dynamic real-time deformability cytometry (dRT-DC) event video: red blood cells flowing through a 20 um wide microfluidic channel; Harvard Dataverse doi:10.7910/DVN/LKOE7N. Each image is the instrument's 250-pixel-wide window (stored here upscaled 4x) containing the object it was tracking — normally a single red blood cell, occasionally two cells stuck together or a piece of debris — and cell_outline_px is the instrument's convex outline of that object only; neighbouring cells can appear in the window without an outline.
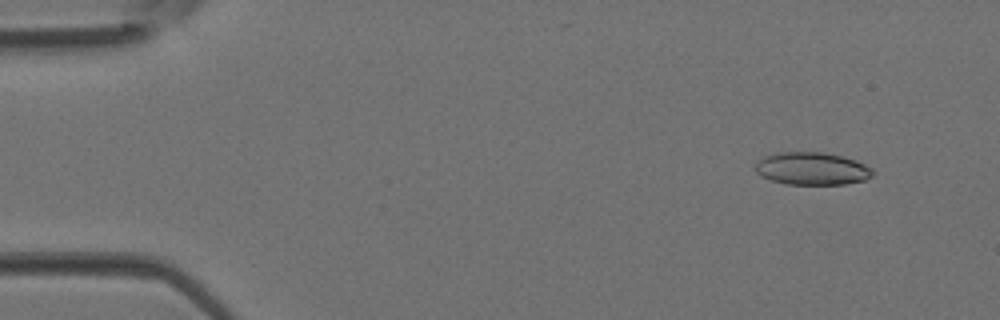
{"species": "Egyptian fruit bat (a non-hibernating species)", "species_latin": "Rousettus aegyptiacus", "temperature_condition": "room temperature", "stored_images_in_passage": 3, "camera_frame_rate_fps": 3000, "um_per_image_px": 0.085, "animal": {"sex": "female"}, "frame": {"image": 1, "passage_image": 1, "time_ms": 0.0, "image_size_px": [1000, 320], "cell_outline_px": [[872, 176], [864, 180], [844, 184], [784, 184], [760, 176], [756, 172], [756, 164], [764, 156], [776, 152], [824, 152], [856, 160], [872, 168]], "centroid_in_image_um": [69.0, 14.33], "position_along_channel_um": 16.0, "area_um2": 22.25}}
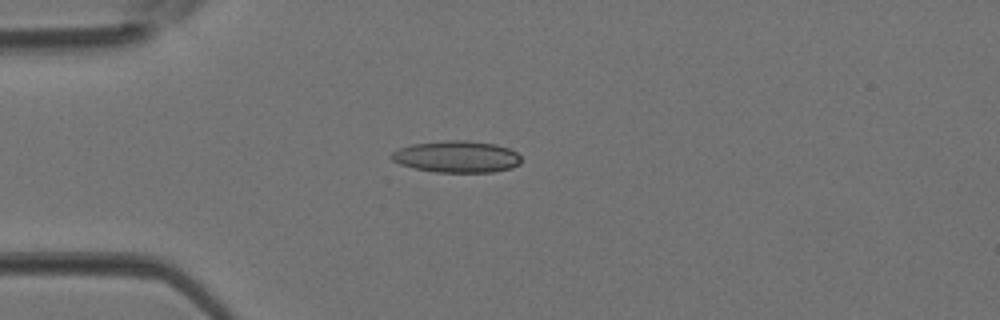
{"frame": {"image": 2, "passage_image": 3, "time_ms": 0.667, "image_size_px": [1000, 320], "cell_outline_px": [[520, 164], [512, 168], [492, 172], [436, 172], [416, 168], [400, 164], [392, 160], [388, 156], [392, 152], [400, 148], [412, 144], [444, 140], [468, 140], [496, 144], [508, 148], [516, 152], [520, 156]], "centroid_in_image_um": [38.82, 13.31], "position_along_channel_um": 46.2, "area_um2": 24.04}}